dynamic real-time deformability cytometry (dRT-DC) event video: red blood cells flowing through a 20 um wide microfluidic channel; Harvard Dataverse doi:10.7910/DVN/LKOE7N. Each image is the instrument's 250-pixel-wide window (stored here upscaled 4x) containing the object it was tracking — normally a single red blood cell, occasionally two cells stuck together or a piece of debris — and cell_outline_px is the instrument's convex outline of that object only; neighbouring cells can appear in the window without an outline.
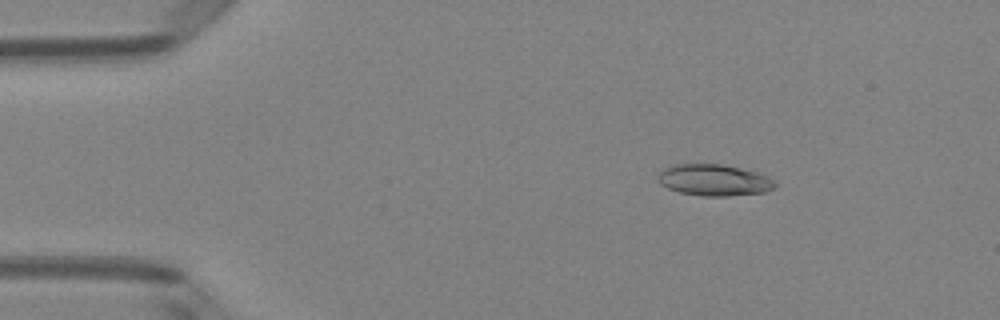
{"species": "Egyptian fruit bat (a non-hibernating species)", "species_latin": "Rousettus aegyptiacus", "temperature_condition": "room temperature", "stored_images_in_passage": 2, "camera_frame_rate_fps": 3000, "um_per_image_px": 0.085, "animal": {"sex": "female"}, "frame": {"image": 1, "passage_image": 1, "time_ms": 0.0, "image_size_px": [1000, 320], "cell_outline_px": [[776, 188], [764, 192], [728, 196], [704, 196], [680, 192], [668, 188], [660, 184], [656, 180], [660, 172], [664, 168], [676, 164], [720, 164], [740, 168], [756, 172], [768, 176], [776, 180]], "centroid_in_image_um": [60.71, 15.31], "position_along_channel_um": 24.3, "area_um2": 21.5}}